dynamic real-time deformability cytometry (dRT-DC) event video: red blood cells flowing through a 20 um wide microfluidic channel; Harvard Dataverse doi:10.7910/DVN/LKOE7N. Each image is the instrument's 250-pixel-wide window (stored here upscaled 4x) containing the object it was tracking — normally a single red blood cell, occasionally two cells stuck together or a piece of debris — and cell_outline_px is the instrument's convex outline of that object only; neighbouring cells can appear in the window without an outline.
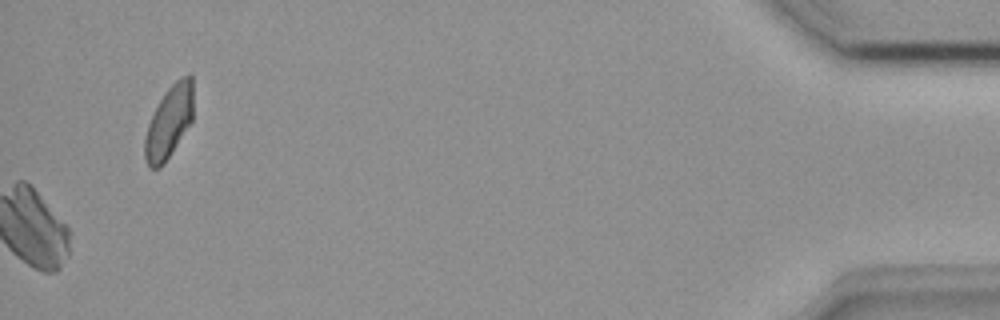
{"species": "common noctule bat (a hibernating species)", "species_latin": "Nyctalus noctula", "temperature_condition": "room temperature", "stored_images_in_passage": 43, "camera_frame_rate_fps": 3000, "um_per_image_px": 0.085, "animal": {"sex": "female", "body_mass_g": 18.4}, "frame": {"image": 1, "passage_image": 43, "time_ms": 14.0, "image_size_px": [1000, 320], "cell_outline_px": [[192, 120], [160, 168], [148, 168], [144, 160], [144, 140], [148, 124], [160, 100], [168, 88], [180, 76], [188, 72], [192, 76]], "centroid_in_image_um": [14.35, 10.35], "position_along_channel_um": 420.9, "area_um2": 20.11}}